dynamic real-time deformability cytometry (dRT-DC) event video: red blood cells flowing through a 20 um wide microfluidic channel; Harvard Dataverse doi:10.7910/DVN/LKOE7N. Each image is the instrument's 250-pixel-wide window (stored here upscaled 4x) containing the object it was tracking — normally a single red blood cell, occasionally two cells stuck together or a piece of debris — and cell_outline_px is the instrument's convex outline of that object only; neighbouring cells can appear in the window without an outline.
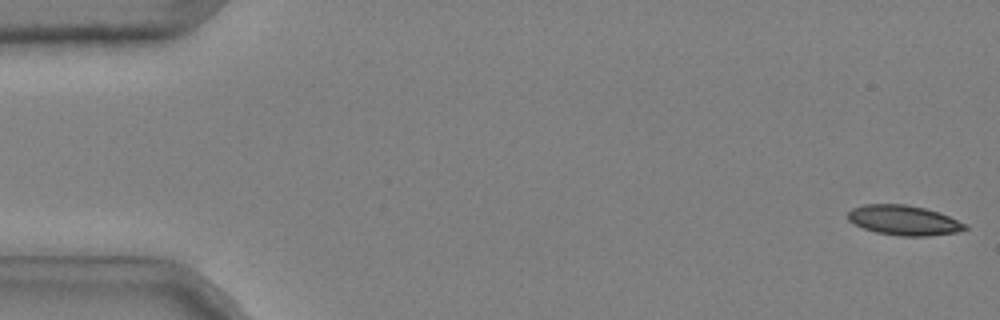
{"species": "common noctule bat (a hibernating species)", "species_latin": "Nyctalus noctula", "temperature_condition": "cold", "stored_images_in_passage": 52, "camera_frame_rate_fps": 3000, "um_per_image_px": 0.085, "animal": {"sex": "male", "body_mass_g": 20.4}, "frame": {"image": 1, "passage_image": 1, "time_ms": 0.0, "image_size_px": [1000, 320], "cell_outline_px": [[968, 228], [956, 232], [928, 236], [900, 236], [876, 232], [864, 228], [848, 220], [848, 212], [852, 208], [864, 204], [904, 204], [924, 208], [940, 212], [968, 224]], "centroid_in_image_um": [76.85, 18.72], "position_along_channel_um": 8.1, "area_um2": 20.4}}
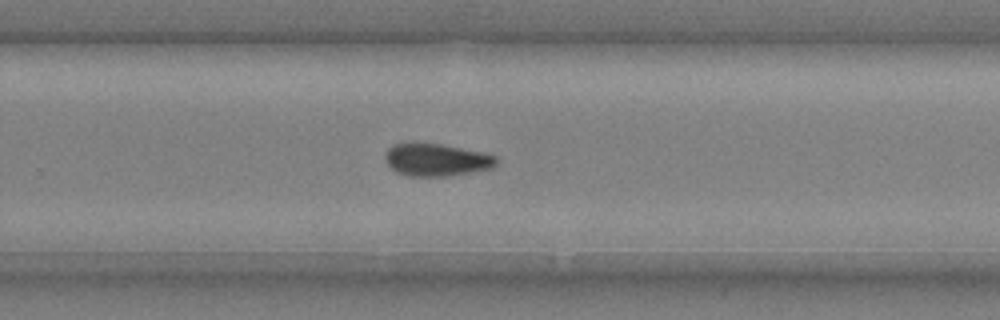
{"frame": {"image": 2, "passage_image": 35, "time_ms": 11.333, "image_size_px": [1000, 320], "cell_outline_px": [[496, 164], [492, 168], [472, 172], [448, 176], [412, 176], [396, 172], [388, 164], [384, 156], [384, 152], [392, 144], [440, 144], [480, 152], [496, 156]], "centroid_in_image_um": [37.07, 13.6], "position_along_channel_um": 292.7, "area_um2": 20.69}}
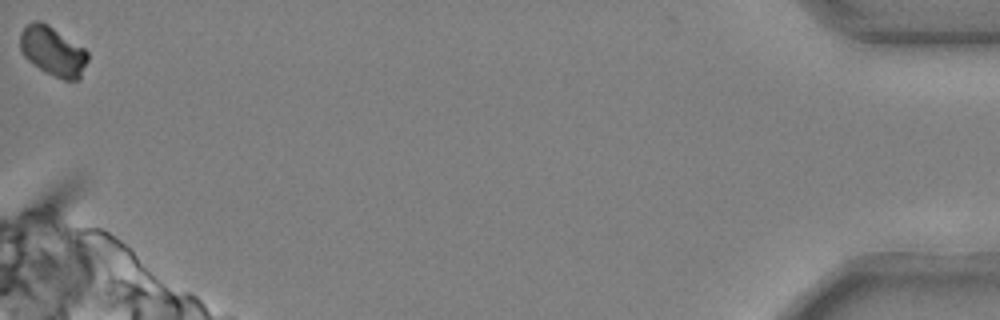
{"frame": {"image": 3, "passage_image": 52, "time_ms": 17.0, "image_size_px": [1000, 320], "cell_outline_px": [[88, 60], [80, 80], [64, 80], [44, 72], [28, 60], [24, 56], [20, 48], [20, 32], [32, 20], [40, 20], [48, 24], [84, 48], [88, 52]], "centroid_in_image_um": [4.5, 4.36], "position_along_channel_um": 430.7, "area_um2": 19.59}, "authors_computed_cell_mechanics": {"area_um2": 21.3571, "velocity_mm_per_s": 3.6973, "shape_relaxation_time_tau1_ms": 7.0333, "shape_relaxation_time_tau2_ms": null, "deformation_change_tau1": 0.1479, "deformation_change_tau2": null}}